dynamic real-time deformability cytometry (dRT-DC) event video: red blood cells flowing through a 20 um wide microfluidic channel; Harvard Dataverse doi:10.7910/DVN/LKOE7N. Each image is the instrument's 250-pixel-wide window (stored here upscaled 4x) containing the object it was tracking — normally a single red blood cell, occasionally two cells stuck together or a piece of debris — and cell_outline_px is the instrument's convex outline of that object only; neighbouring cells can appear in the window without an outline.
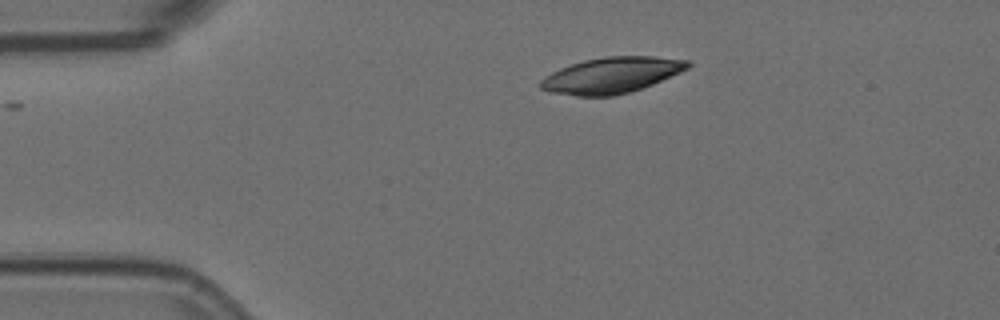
{"species": "Egyptian fruit bat (a non-hibernating species)", "species_latin": "Rousettus aegyptiacus", "temperature_condition": "room temperature", "stored_images_in_passage": 46, "camera_frame_rate_fps": 3000, "um_per_image_px": 0.085, "animal": {"sex": "female"}, "frame": {"image": 1, "passage_image": 1, "time_ms": 0.0, "image_size_px": [1000, 320], "cell_outline_px": [[692, 64], [688, 68], [680, 72], [652, 84], [628, 92], [612, 96], [576, 96], [548, 92], [540, 88], [540, 80], [544, 76], [560, 68], [584, 60], [604, 56], [652, 56], [692, 60]], "centroid_in_image_um": [51.97, 6.38], "position_along_channel_um": 33.0, "area_um2": 30.81}}
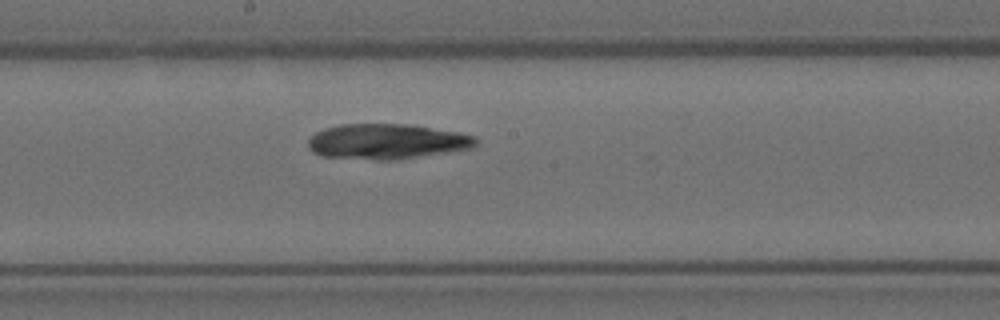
{"frame": {"image": 2, "passage_image": 20, "time_ms": 6.333, "image_size_px": [1000, 320], "cell_outline_px": [[480, 140], [472, 148], [392, 160], [376, 160], [324, 156], [312, 152], [308, 148], [308, 140], [316, 132], [324, 128], [340, 124], [408, 124], [456, 132], [476, 136]], "centroid_in_image_um": [32.86, 12.02], "position_along_channel_um": 215.3, "area_um2": 34.28}}
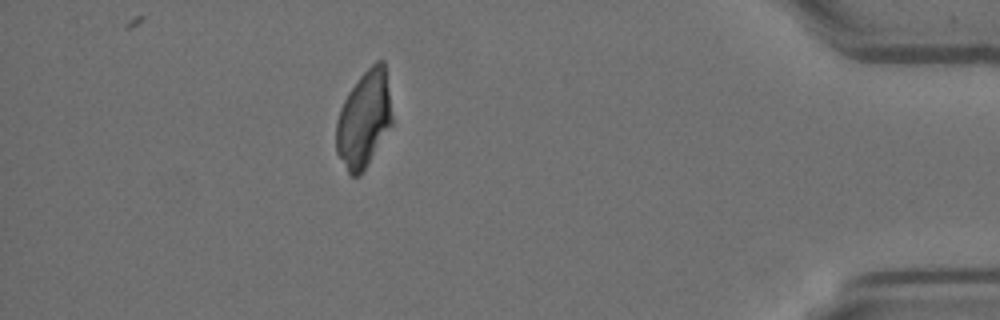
{"frame": {"image": 3, "passage_image": 40, "time_ms": 13.0, "image_size_px": [1000, 320], "cell_outline_px": [[392, 124], [360, 176], [352, 176], [348, 172], [336, 152], [336, 120], [340, 108], [348, 92], [360, 76], [376, 60], [384, 60], [392, 116]], "centroid_in_image_um": [30.92, 10.12], "position_along_channel_um": 404.3, "area_um2": 31.15}}